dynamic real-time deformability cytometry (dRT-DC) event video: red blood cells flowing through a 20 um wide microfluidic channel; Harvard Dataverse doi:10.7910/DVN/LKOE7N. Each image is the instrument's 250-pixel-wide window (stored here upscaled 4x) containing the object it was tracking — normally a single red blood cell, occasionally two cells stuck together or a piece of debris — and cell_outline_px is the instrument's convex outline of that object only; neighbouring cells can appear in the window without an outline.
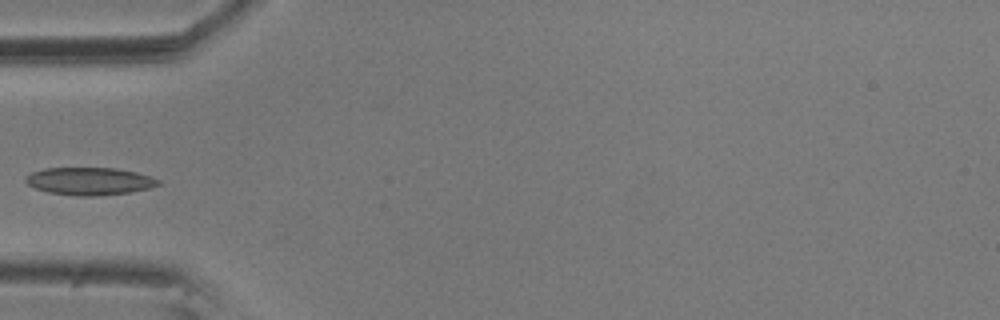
{"species": "common noctule bat (a hibernating species)", "species_latin": "Nyctalus noctula", "temperature_condition": "room temperature", "stored_images_in_passage": 8, "camera_frame_rate_fps": 3000, "um_per_image_px": 0.085, "animal": {"sex": "male", "body_mass_g": 20.5, "forearm_length_mm": 52.5}, "frame": {"image": 1, "passage_image": 7, "time_ms": 2.0, "image_size_px": [1000, 320], "cell_outline_px": [[160, 184], [148, 188], [128, 192], [96, 196], [76, 196], [48, 192], [36, 188], [28, 184], [24, 180], [32, 172], [44, 168], [116, 168], [136, 172], [160, 180]], "centroid_in_image_um": [7.59, 15.4], "position_along_channel_um": 77.4, "area_um2": 21.1}}
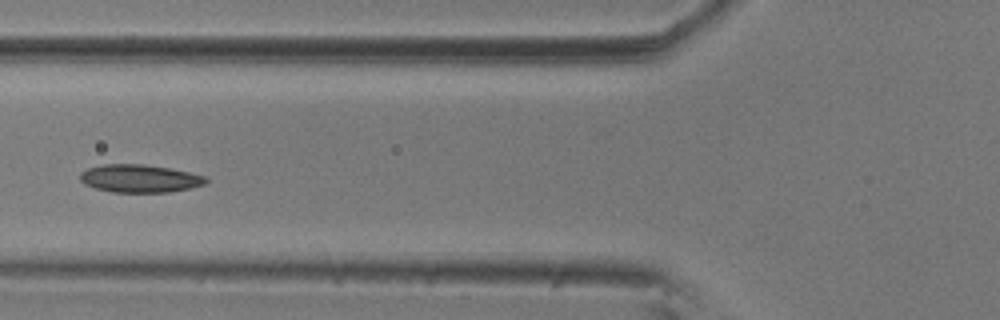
{"frame": {"image": 2, "passage_image": 8, "time_ms": 2.333, "image_size_px": [1000, 320], "cell_outline_px": [[208, 180], [204, 184], [188, 188], [168, 192], [112, 192], [96, 188], [84, 184], [80, 180], [80, 172], [88, 168], [104, 164], [144, 164], [168, 168], [208, 176]], "centroid_in_image_um": [11.86, 15.17], "position_along_channel_um": 113.9, "area_um2": 20.35}}